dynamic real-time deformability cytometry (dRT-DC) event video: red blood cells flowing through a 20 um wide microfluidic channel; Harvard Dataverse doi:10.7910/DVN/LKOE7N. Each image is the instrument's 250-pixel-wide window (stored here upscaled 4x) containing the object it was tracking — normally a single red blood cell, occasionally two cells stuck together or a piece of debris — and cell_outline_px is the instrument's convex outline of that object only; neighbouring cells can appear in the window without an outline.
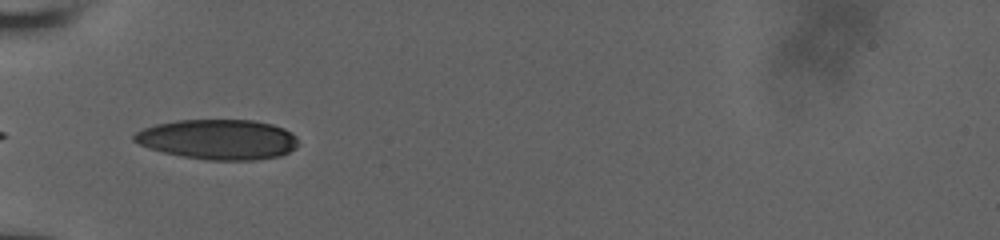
{"species": "human", "species_latin": "Homo sapiens", "temperature_condition": "room temperature", "stored_images_in_passage": 9, "camera_frame_rate_fps": 3000, "um_per_image_px": 0.085, "donor": {"sex": "male"}, "frame": {"image": 1, "passage_image": 1, "time_ms": 0.0, "image_size_px": [1000, 240], "cell_outline_px": [[296, 148], [280, 156], [256, 160], [208, 160], [184, 156], [164, 152], [148, 148], [132, 140], [132, 136], [136, 132], [144, 128], [156, 124], [176, 120], [256, 120], [272, 124], [284, 128], [292, 132], [296, 136]], "centroid_in_image_um": [18.55, 11.84], "position_along_channel_um": 66.5, "area_um2": 38.38}}
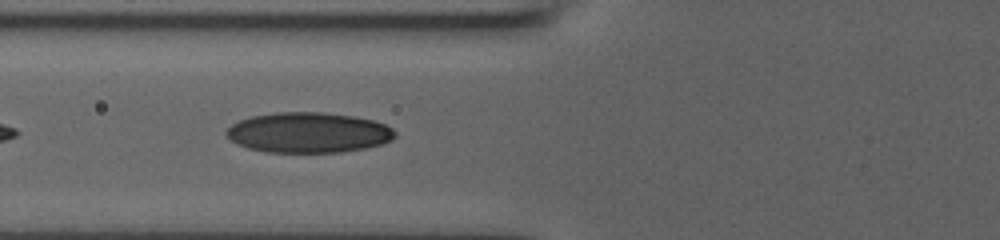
{"frame": {"image": 2, "passage_image": 7, "time_ms": 1.0, "image_size_px": [1000, 240], "cell_outline_px": [[396, 136], [392, 140], [380, 144], [364, 148], [340, 152], [268, 152], [248, 148], [236, 144], [228, 140], [224, 132], [232, 124], [240, 120], [252, 116], [276, 112], [320, 112], [352, 116], [372, 120], [384, 124], [392, 128], [396, 132]], "centroid_in_image_um": [26.18, 11.27], "position_along_channel_um": 99.6, "area_um2": 39.65}}